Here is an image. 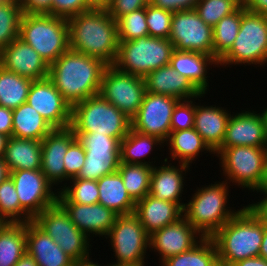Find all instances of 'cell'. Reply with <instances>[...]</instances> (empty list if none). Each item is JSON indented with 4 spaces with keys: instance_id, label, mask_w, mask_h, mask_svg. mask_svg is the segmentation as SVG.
<instances>
[{
    "instance_id": "6da1fadb",
    "label": "cell",
    "mask_w": 267,
    "mask_h": 266,
    "mask_svg": "<svg viewBox=\"0 0 267 266\" xmlns=\"http://www.w3.org/2000/svg\"><path fill=\"white\" fill-rule=\"evenodd\" d=\"M72 51L113 65L119 47L117 22L106 8H92L67 19Z\"/></svg>"
},
{
    "instance_id": "7a4b0ae2",
    "label": "cell",
    "mask_w": 267,
    "mask_h": 266,
    "mask_svg": "<svg viewBox=\"0 0 267 266\" xmlns=\"http://www.w3.org/2000/svg\"><path fill=\"white\" fill-rule=\"evenodd\" d=\"M107 66L101 59L69 49L49 65L48 78L73 107L99 94L102 75Z\"/></svg>"
},
{
    "instance_id": "3957f363",
    "label": "cell",
    "mask_w": 267,
    "mask_h": 266,
    "mask_svg": "<svg viewBox=\"0 0 267 266\" xmlns=\"http://www.w3.org/2000/svg\"><path fill=\"white\" fill-rule=\"evenodd\" d=\"M263 235L264 223L243 206L211 237L217 248L219 266H231L259 256Z\"/></svg>"
},
{
    "instance_id": "277c9868",
    "label": "cell",
    "mask_w": 267,
    "mask_h": 266,
    "mask_svg": "<svg viewBox=\"0 0 267 266\" xmlns=\"http://www.w3.org/2000/svg\"><path fill=\"white\" fill-rule=\"evenodd\" d=\"M227 181L204 186L185 203L183 216L203 236L212 237L240 209L227 207L229 189ZM228 201V202H227Z\"/></svg>"
},
{
    "instance_id": "5b68a950",
    "label": "cell",
    "mask_w": 267,
    "mask_h": 266,
    "mask_svg": "<svg viewBox=\"0 0 267 266\" xmlns=\"http://www.w3.org/2000/svg\"><path fill=\"white\" fill-rule=\"evenodd\" d=\"M74 133H98L121 141L131 129V119L100 94L72 107L70 126Z\"/></svg>"
},
{
    "instance_id": "8992f818",
    "label": "cell",
    "mask_w": 267,
    "mask_h": 266,
    "mask_svg": "<svg viewBox=\"0 0 267 266\" xmlns=\"http://www.w3.org/2000/svg\"><path fill=\"white\" fill-rule=\"evenodd\" d=\"M19 38L35 49L48 65L70 49L67 19L51 14L24 13Z\"/></svg>"
},
{
    "instance_id": "52a82bcc",
    "label": "cell",
    "mask_w": 267,
    "mask_h": 266,
    "mask_svg": "<svg viewBox=\"0 0 267 266\" xmlns=\"http://www.w3.org/2000/svg\"><path fill=\"white\" fill-rule=\"evenodd\" d=\"M173 43L151 36L132 41H119L113 66L124 73L145 77L151 71L170 64Z\"/></svg>"
},
{
    "instance_id": "ba28073f",
    "label": "cell",
    "mask_w": 267,
    "mask_h": 266,
    "mask_svg": "<svg viewBox=\"0 0 267 266\" xmlns=\"http://www.w3.org/2000/svg\"><path fill=\"white\" fill-rule=\"evenodd\" d=\"M267 62V16L247 11L241 4V23L230 50L218 61L225 65H257Z\"/></svg>"
},
{
    "instance_id": "9c48e42d",
    "label": "cell",
    "mask_w": 267,
    "mask_h": 266,
    "mask_svg": "<svg viewBox=\"0 0 267 266\" xmlns=\"http://www.w3.org/2000/svg\"><path fill=\"white\" fill-rule=\"evenodd\" d=\"M225 181L253 190L262 186L267 163V147L232 146L219 148L215 152ZM227 176V177H226Z\"/></svg>"
},
{
    "instance_id": "30bf717a",
    "label": "cell",
    "mask_w": 267,
    "mask_h": 266,
    "mask_svg": "<svg viewBox=\"0 0 267 266\" xmlns=\"http://www.w3.org/2000/svg\"><path fill=\"white\" fill-rule=\"evenodd\" d=\"M32 221L74 261L90 257L91 239L73 224L68 213L58 202L37 214Z\"/></svg>"
},
{
    "instance_id": "8fae6325",
    "label": "cell",
    "mask_w": 267,
    "mask_h": 266,
    "mask_svg": "<svg viewBox=\"0 0 267 266\" xmlns=\"http://www.w3.org/2000/svg\"><path fill=\"white\" fill-rule=\"evenodd\" d=\"M105 238H110L111 247L117 258L112 264L124 266L145 264L146 250L150 248V235L134 213L117 216Z\"/></svg>"
},
{
    "instance_id": "7c38bea8",
    "label": "cell",
    "mask_w": 267,
    "mask_h": 266,
    "mask_svg": "<svg viewBox=\"0 0 267 266\" xmlns=\"http://www.w3.org/2000/svg\"><path fill=\"white\" fill-rule=\"evenodd\" d=\"M85 150V162L74 178L98 181L117 172L120 164V141L98 133H75Z\"/></svg>"
},
{
    "instance_id": "4fadbf2b",
    "label": "cell",
    "mask_w": 267,
    "mask_h": 266,
    "mask_svg": "<svg viewBox=\"0 0 267 266\" xmlns=\"http://www.w3.org/2000/svg\"><path fill=\"white\" fill-rule=\"evenodd\" d=\"M146 93L143 77L117 70L108 65L103 72L99 94L132 119Z\"/></svg>"
},
{
    "instance_id": "5bb4252c",
    "label": "cell",
    "mask_w": 267,
    "mask_h": 266,
    "mask_svg": "<svg viewBox=\"0 0 267 266\" xmlns=\"http://www.w3.org/2000/svg\"><path fill=\"white\" fill-rule=\"evenodd\" d=\"M213 28L195 11L173 12L169 40L179 51H192L213 57Z\"/></svg>"
},
{
    "instance_id": "9a60e30c",
    "label": "cell",
    "mask_w": 267,
    "mask_h": 266,
    "mask_svg": "<svg viewBox=\"0 0 267 266\" xmlns=\"http://www.w3.org/2000/svg\"><path fill=\"white\" fill-rule=\"evenodd\" d=\"M179 101L178 98L146 91L139 110L131 119V129L155 136L165 143L171 132L172 112Z\"/></svg>"
},
{
    "instance_id": "2e32d148",
    "label": "cell",
    "mask_w": 267,
    "mask_h": 266,
    "mask_svg": "<svg viewBox=\"0 0 267 266\" xmlns=\"http://www.w3.org/2000/svg\"><path fill=\"white\" fill-rule=\"evenodd\" d=\"M10 177L14 182L20 206L32 218L57 202L58 191H53L54 186L41 170L11 171Z\"/></svg>"
},
{
    "instance_id": "e0dca14e",
    "label": "cell",
    "mask_w": 267,
    "mask_h": 266,
    "mask_svg": "<svg viewBox=\"0 0 267 266\" xmlns=\"http://www.w3.org/2000/svg\"><path fill=\"white\" fill-rule=\"evenodd\" d=\"M53 128L71 126L72 107L47 77L32 82L27 101Z\"/></svg>"
},
{
    "instance_id": "ac0fdd59",
    "label": "cell",
    "mask_w": 267,
    "mask_h": 266,
    "mask_svg": "<svg viewBox=\"0 0 267 266\" xmlns=\"http://www.w3.org/2000/svg\"><path fill=\"white\" fill-rule=\"evenodd\" d=\"M202 238L204 237L182 216L150 235L149 250L154 249L155 252H158L161 258L159 262L162 263L171 256L192 249Z\"/></svg>"
},
{
    "instance_id": "d6986e66",
    "label": "cell",
    "mask_w": 267,
    "mask_h": 266,
    "mask_svg": "<svg viewBox=\"0 0 267 266\" xmlns=\"http://www.w3.org/2000/svg\"><path fill=\"white\" fill-rule=\"evenodd\" d=\"M0 65L33 81L49 76L48 63L19 37L0 51Z\"/></svg>"
},
{
    "instance_id": "ffe728a7",
    "label": "cell",
    "mask_w": 267,
    "mask_h": 266,
    "mask_svg": "<svg viewBox=\"0 0 267 266\" xmlns=\"http://www.w3.org/2000/svg\"><path fill=\"white\" fill-rule=\"evenodd\" d=\"M71 127L54 128L42 141L40 170L53 186L62 184L65 179L64 156L69 145L76 139Z\"/></svg>"
},
{
    "instance_id": "44dd1931",
    "label": "cell",
    "mask_w": 267,
    "mask_h": 266,
    "mask_svg": "<svg viewBox=\"0 0 267 266\" xmlns=\"http://www.w3.org/2000/svg\"><path fill=\"white\" fill-rule=\"evenodd\" d=\"M243 110L230 115L220 148L232 146L267 147L262 114Z\"/></svg>"
},
{
    "instance_id": "7402d4cb",
    "label": "cell",
    "mask_w": 267,
    "mask_h": 266,
    "mask_svg": "<svg viewBox=\"0 0 267 266\" xmlns=\"http://www.w3.org/2000/svg\"><path fill=\"white\" fill-rule=\"evenodd\" d=\"M68 213L73 224L90 238L106 237L118 216L109 208L99 204L59 203Z\"/></svg>"
},
{
    "instance_id": "603a6c76",
    "label": "cell",
    "mask_w": 267,
    "mask_h": 266,
    "mask_svg": "<svg viewBox=\"0 0 267 266\" xmlns=\"http://www.w3.org/2000/svg\"><path fill=\"white\" fill-rule=\"evenodd\" d=\"M163 161L164 163L161 166H153L149 194L156 199L177 203L184 209V202H180L185 183L183 172L186 173L190 166L183 163H179L180 165L177 166L172 165V163L168 164V158Z\"/></svg>"
},
{
    "instance_id": "cb8c5ba5",
    "label": "cell",
    "mask_w": 267,
    "mask_h": 266,
    "mask_svg": "<svg viewBox=\"0 0 267 266\" xmlns=\"http://www.w3.org/2000/svg\"><path fill=\"white\" fill-rule=\"evenodd\" d=\"M146 91L152 94H160L189 100L201 98L205 93H200L192 83L178 74L170 64L151 71L144 78Z\"/></svg>"
},
{
    "instance_id": "d4e9b609",
    "label": "cell",
    "mask_w": 267,
    "mask_h": 266,
    "mask_svg": "<svg viewBox=\"0 0 267 266\" xmlns=\"http://www.w3.org/2000/svg\"><path fill=\"white\" fill-rule=\"evenodd\" d=\"M26 251L38 266H71L74 261L33 221L26 223Z\"/></svg>"
},
{
    "instance_id": "484cf974",
    "label": "cell",
    "mask_w": 267,
    "mask_h": 266,
    "mask_svg": "<svg viewBox=\"0 0 267 266\" xmlns=\"http://www.w3.org/2000/svg\"><path fill=\"white\" fill-rule=\"evenodd\" d=\"M134 214L139 218L145 231L151 235L181 218L183 209L177 203L156 199L147 194L136 202Z\"/></svg>"
},
{
    "instance_id": "4316f807",
    "label": "cell",
    "mask_w": 267,
    "mask_h": 266,
    "mask_svg": "<svg viewBox=\"0 0 267 266\" xmlns=\"http://www.w3.org/2000/svg\"><path fill=\"white\" fill-rule=\"evenodd\" d=\"M218 65V61L207 54L174 49L170 59V66L181 76L188 79L200 92L207 93L209 88L207 73L210 65ZM208 87V88H207Z\"/></svg>"
},
{
    "instance_id": "83f0119b",
    "label": "cell",
    "mask_w": 267,
    "mask_h": 266,
    "mask_svg": "<svg viewBox=\"0 0 267 266\" xmlns=\"http://www.w3.org/2000/svg\"><path fill=\"white\" fill-rule=\"evenodd\" d=\"M204 106L195 104L194 129L215 153L223 143L231 112L216 105Z\"/></svg>"
},
{
    "instance_id": "f1b7e54d",
    "label": "cell",
    "mask_w": 267,
    "mask_h": 266,
    "mask_svg": "<svg viewBox=\"0 0 267 266\" xmlns=\"http://www.w3.org/2000/svg\"><path fill=\"white\" fill-rule=\"evenodd\" d=\"M41 158V141L14 136L7 139L3 160L10 172L17 170H40Z\"/></svg>"
},
{
    "instance_id": "f546056e",
    "label": "cell",
    "mask_w": 267,
    "mask_h": 266,
    "mask_svg": "<svg viewBox=\"0 0 267 266\" xmlns=\"http://www.w3.org/2000/svg\"><path fill=\"white\" fill-rule=\"evenodd\" d=\"M97 184L99 204L109 208L118 216L134 213L136 202L128 194L118 172L101 177Z\"/></svg>"
},
{
    "instance_id": "4dcf8cb0",
    "label": "cell",
    "mask_w": 267,
    "mask_h": 266,
    "mask_svg": "<svg viewBox=\"0 0 267 266\" xmlns=\"http://www.w3.org/2000/svg\"><path fill=\"white\" fill-rule=\"evenodd\" d=\"M12 136L42 141L54 128L27 102L13 109Z\"/></svg>"
},
{
    "instance_id": "1f68e13d",
    "label": "cell",
    "mask_w": 267,
    "mask_h": 266,
    "mask_svg": "<svg viewBox=\"0 0 267 266\" xmlns=\"http://www.w3.org/2000/svg\"><path fill=\"white\" fill-rule=\"evenodd\" d=\"M166 143L170 145L168 149H170L172 161L177 160L189 166L197 156L199 157L200 152L206 151L215 155L194 128L171 131Z\"/></svg>"
},
{
    "instance_id": "d6a6232c",
    "label": "cell",
    "mask_w": 267,
    "mask_h": 266,
    "mask_svg": "<svg viewBox=\"0 0 267 266\" xmlns=\"http://www.w3.org/2000/svg\"><path fill=\"white\" fill-rule=\"evenodd\" d=\"M164 145V142L155 136L140 133L130 129L127 135L120 141V163L141 164L146 166H154V161H145L144 158L149 156L155 145ZM154 147V148H153ZM142 159V160H141Z\"/></svg>"
},
{
    "instance_id": "836d02e7",
    "label": "cell",
    "mask_w": 267,
    "mask_h": 266,
    "mask_svg": "<svg viewBox=\"0 0 267 266\" xmlns=\"http://www.w3.org/2000/svg\"><path fill=\"white\" fill-rule=\"evenodd\" d=\"M26 252V223H3L0 226V266H14Z\"/></svg>"
},
{
    "instance_id": "e575fe53",
    "label": "cell",
    "mask_w": 267,
    "mask_h": 266,
    "mask_svg": "<svg viewBox=\"0 0 267 266\" xmlns=\"http://www.w3.org/2000/svg\"><path fill=\"white\" fill-rule=\"evenodd\" d=\"M33 80L0 65V106L15 109L27 101Z\"/></svg>"
},
{
    "instance_id": "d590c367",
    "label": "cell",
    "mask_w": 267,
    "mask_h": 266,
    "mask_svg": "<svg viewBox=\"0 0 267 266\" xmlns=\"http://www.w3.org/2000/svg\"><path fill=\"white\" fill-rule=\"evenodd\" d=\"M161 266H219L217 248L211 237H204L192 249L164 260Z\"/></svg>"
},
{
    "instance_id": "8d00e7d4",
    "label": "cell",
    "mask_w": 267,
    "mask_h": 266,
    "mask_svg": "<svg viewBox=\"0 0 267 266\" xmlns=\"http://www.w3.org/2000/svg\"><path fill=\"white\" fill-rule=\"evenodd\" d=\"M241 23V5L213 27V57L219 61L231 48Z\"/></svg>"
},
{
    "instance_id": "74e56055",
    "label": "cell",
    "mask_w": 267,
    "mask_h": 266,
    "mask_svg": "<svg viewBox=\"0 0 267 266\" xmlns=\"http://www.w3.org/2000/svg\"><path fill=\"white\" fill-rule=\"evenodd\" d=\"M153 166L120 163L117 172L130 197L135 201L143 199L150 190V178Z\"/></svg>"
},
{
    "instance_id": "f35d334b",
    "label": "cell",
    "mask_w": 267,
    "mask_h": 266,
    "mask_svg": "<svg viewBox=\"0 0 267 266\" xmlns=\"http://www.w3.org/2000/svg\"><path fill=\"white\" fill-rule=\"evenodd\" d=\"M70 186L67 182L61 186L57 195L58 203L95 204L99 201L98 184L95 180L71 178ZM67 186V187H66Z\"/></svg>"
},
{
    "instance_id": "ab89813d",
    "label": "cell",
    "mask_w": 267,
    "mask_h": 266,
    "mask_svg": "<svg viewBox=\"0 0 267 266\" xmlns=\"http://www.w3.org/2000/svg\"><path fill=\"white\" fill-rule=\"evenodd\" d=\"M0 219L4 223H27L33 220L20 206L14 182L10 176L0 184Z\"/></svg>"
},
{
    "instance_id": "60d3db41",
    "label": "cell",
    "mask_w": 267,
    "mask_h": 266,
    "mask_svg": "<svg viewBox=\"0 0 267 266\" xmlns=\"http://www.w3.org/2000/svg\"><path fill=\"white\" fill-rule=\"evenodd\" d=\"M23 14L20 0L0 4V51L19 37Z\"/></svg>"
},
{
    "instance_id": "b9f144b4",
    "label": "cell",
    "mask_w": 267,
    "mask_h": 266,
    "mask_svg": "<svg viewBox=\"0 0 267 266\" xmlns=\"http://www.w3.org/2000/svg\"><path fill=\"white\" fill-rule=\"evenodd\" d=\"M242 0H198L195 11L212 28L225 16L234 12Z\"/></svg>"
},
{
    "instance_id": "7bdbcfd3",
    "label": "cell",
    "mask_w": 267,
    "mask_h": 266,
    "mask_svg": "<svg viewBox=\"0 0 267 266\" xmlns=\"http://www.w3.org/2000/svg\"><path fill=\"white\" fill-rule=\"evenodd\" d=\"M119 41H132L149 36L146 22V8L133 11L117 20Z\"/></svg>"
},
{
    "instance_id": "ee69618b",
    "label": "cell",
    "mask_w": 267,
    "mask_h": 266,
    "mask_svg": "<svg viewBox=\"0 0 267 266\" xmlns=\"http://www.w3.org/2000/svg\"><path fill=\"white\" fill-rule=\"evenodd\" d=\"M172 15L173 12L149 3L146 6V22L149 36L168 39L171 32Z\"/></svg>"
},
{
    "instance_id": "f6af8a7d",
    "label": "cell",
    "mask_w": 267,
    "mask_h": 266,
    "mask_svg": "<svg viewBox=\"0 0 267 266\" xmlns=\"http://www.w3.org/2000/svg\"><path fill=\"white\" fill-rule=\"evenodd\" d=\"M195 99L197 98L180 100L176 104L172 112L171 131L188 130L194 128Z\"/></svg>"
},
{
    "instance_id": "bcb514c9",
    "label": "cell",
    "mask_w": 267,
    "mask_h": 266,
    "mask_svg": "<svg viewBox=\"0 0 267 266\" xmlns=\"http://www.w3.org/2000/svg\"><path fill=\"white\" fill-rule=\"evenodd\" d=\"M85 162V150L82 143L76 138L64 156L65 179L67 182L78 175Z\"/></svg>"
},
{
    "instance_id": "7dc6e473",
    "label": "cell",
    "mask_w": 267,
    "mask_h": 266,
    "mask_svg": "<svg viewBox=\"0 0 267 266\" xmlns=\"http://www.w3.org/2000/svg\"><path fill=\"white\" fill-rule=\"evenodd\" d=\"M92 9L87 0H53L52 15L69 19Z\"/></svg>"
},
{
    "instance_id": "c3c4849f",
    "label": "cell",
    "mask_w": 267,
    "mask_h": 266,
    "mask_svg": "<svg viewBox=\"0 0 267 266\" xmlns=\"http://www.w3.org/2000/svg\"><path fill=\"white\" fill-rule=\"evenodd\" d=\"M149 3L150 0H111L106 9L109 15L117 20L133 11L146 8Z\"/></svg>"
},
{
    "instance_id": "681fc988",
    "label": "cell",
    "mask_w": 267,
    "mask_h": 266,
    "mask_svg": "<svg viewBox=\"0 0 267 266\" xmlns=\"http://www.w3.org/2000/svg\"><path fill=\"white\" fill-rule=\"evenodd\" d=\"M198 0H150V4L171 11L192 10Z\"/></svg>"
},
{
    "instance_id": "f907efd6",
    "label": "cell",
    "mask_w": 267,
    "mask_h": 266,
    "mask_svg": "<svg viewBox=\"0 0 267 266\" xmlns=\"http://www.w3.org/2000/svg\"><path fill=\"white\" fill-rule=\"evenodd\" d=\"M23 12L27 14H51L53 0H20Z\"/></svg>"
},
{
    "instance_id": "816d5d0a",
    "label": "cell",
    "mask_w": 267,
    "mask_h": 266,
    "mask_svg": "<svg viewBox=\"0 0 267 266\" xmlns=\"http://www.w3.org/2000/svg\"><path fill=\"white\" fill-rule=\"evenodd\" d=\"M13 109L0 106V134L12 137L13 131Z\"/></svg>"
},
{
    "instance_id": "f5cc1de1",
    "label": "cell",
    "mask_w": 267,
    "mask_h": 266,
    "mask_svg": "<svg viewBox=\"0 0 267 266\" xmlns=\"http://www.w3.org/2000/svg\"><path fill=\"white\" fill-rule=\"evenodd\" d=\"M263 193V199L257 203L247 205L248 209L264 224H267V192Z\"/></svg>"
},
{
    "instance_id": "db71d44e",
    "label": "cell",
    "mask_w": 267,
    "mask_h": 266,
    "mask_svg": "<svg viewBox=\"0 0 267 266\" xmlns=\"http://www.w3.org/2000/svg\"><path fill=\"white\" fill-rule=\"evenodd\" d=\"M242 5L249 12L267 16V0H242Z\"/></svg>"
},
{
    "instance_id": "11a10c76",
    "label": "cell",
    "mask_w": 267,
    "mask_h": 266,
    "mask_svg": "<svg viewBox=\"0 0 267 266\" xmlns=\"http://www.w3.org/2000/svg\"><path fill=\"white\" fill-rule=\"evenodd\" d=\"M231 266H267V260L263 257L257 256L237 261Z\"/></svg>"
},
{
    "instance_id": "9f6ffc18",
    "label": "cell",
    "mask_w": 267,
    "mask_h": 266,
    "mask_svg": "<svg viewBox=\"0 0 267 266\" xmlns=\"http://www.w3.org/2000/svg\"><path fill=\"white\" fill-rule=\"evenodd\" d=\"M14 266H38L33 257L26 252Z\"/></svg>"
},
{
    "instance_id": "6f0895ef",
    "label": "cell",
    "mask_w": 267,
    "mask_h": 266,
    "mask_svg": "<svg viewBox=\"0 0 267 266\" xmlns=\"http://www.w3.org/2000/svg\"><path fill=\"white\" fill-rule=\"evenodd\" d=\"M10 176V171L7 164L3 160V157H0V184Z\"/></svg>"
},
{
    "instance_id": "680465c9",
    "label": "cell",
    "mask_w": 267,
    "mask_h": 266,
    "mask_svg": "<svg viewBox=\"0 0 267 266\" xmlns=\"http://www.w3.org/2000/svg\"><path fill=\"white\" fill-rule=\"evenodd\" d=\"M259 256L267 260V224H264V235L260 247Z\"/></svg>"
},
{
    "instance_id": "91938a15",
    "label": "cell",
    "mask_w": 267,
    "mask_h": 266,
    "mask_svg": "<svg viewBox=\"0 0 267 266\" xmlns=\"http://www.w3.org/2000/svg\"><path fill=\"white\" fill-rule=\"evenodd\" d=\"M111 0H87L92 8H106Z\"/></svg>"
},
{
    "instance_id": "94428289",
    "label": "cell",
    "mask_w": 267,
    "mask_h": 266,
    "mask_svg": "<svg viewBox=\"0 0 267 266\" xmlns=\"http://www.w3.org/2000/svg\"><path fill=\"white\" fill-rule=\"evenodd\" d=\"M71 266H102V265L98 263H94L93 261H91V257H89L84 260L73 261Z\"/></svg>"
},
{
    "instance_id": "6125c7cd",
    "label": "cell",
    "mask_w": 267,
    "mask_h": 266,
    "mask_svg": "<svg viewBox=\"0 0 267 266\" xmlns=\"http://www.w3.org/2000/svg\"><path fill=\"white\" fill-rule=\"evenodd\" d=\"M8 137L0 134V157H3Z\"/></svg>"
},
{
    "instance_id": "be15d7a7",
    "label": "cell",
    "mask_w": 267,
    "mask_h": 266,
    "mask_svg": "<svg viewBox=\"0 0 267 266\" xmlns=\"http://www.w3.org/2000/svg\"><path fill=\"white\" fill-rule=\"evenodd\" d=\"M255 191H257V193L259 191H260V193L261 192H267V163H266L265 177H264V181L262 183V186L259 189L255 190Z\"/></svg>"
},
{
    "instance_id": "e7e4bbea",
    "label": "cell",
    "mask_w": 267,
    "mask_h": 266,
    "mask_svg": "<svg viewBox=\"0 0 267 266\" xmlns=\"http://www.w3.org/2000/svg\"><path fill=\"white\" fill-rule=\"evenodd\" d=\"M261 112H262L261 114H262V118L264 121L265 136H266V140H267V107H266V109H264Z\"/></svg>"
},
{
    "instance_id": "03108f58",
    "label": "cell",
    "mask_w": 267,
    "mask_h": 266,
    "mask_svg": "<svg viewBox=\"0 0 267 266\" xmlns=\"http://www.w3.org/2000/svg\"><path fill=\"white\" fill-rule=\"evenodd\" d=\"M106 266H124V265H114V264H110V263L108 264V263H107Z\"/></svg>"
},
{
    "instance_id": "003e7915",
    "label": "cell",
    "mask_w": 267,
    "mask_h": 266,
    "mask_svg": "<svg viewBox=\"0 0 267 266\" xmlns=\"http://www.w3.org/2000/svg\"><path fill=\"white\" fill-rule=\"evenodd\" d=\"M7 1H9V0H0V4H1V3H5V2H7Z\"/></svg>"
},
{
    "instance_id": "a7ac6f4b",
    "label": "cell",
    "mask_w": 267,
    "mask_h": 266,
    "mask_svg": "<svg viewBox=\"0 0 267 266\" xmlns=\"http://www.w3.org/2000/svg\"><path fill=\"white\" fill-rule=\"evenodd\" d=\"M4 222L0 219V226L3 224Z\"/></svg>"
}]
</instances>
